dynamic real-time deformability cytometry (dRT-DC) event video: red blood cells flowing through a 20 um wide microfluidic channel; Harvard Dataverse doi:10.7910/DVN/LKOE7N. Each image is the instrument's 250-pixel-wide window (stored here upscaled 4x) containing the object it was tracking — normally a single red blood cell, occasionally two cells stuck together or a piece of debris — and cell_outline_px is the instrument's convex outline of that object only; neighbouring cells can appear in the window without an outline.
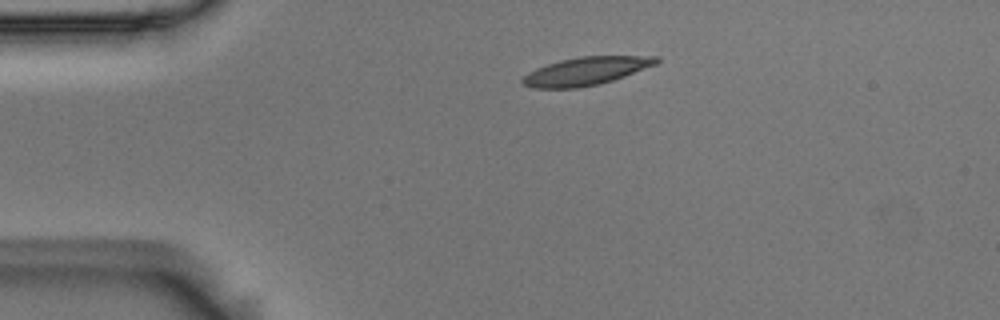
{"species": "Egyptian fruit bat (a non-hibernating species)", "species_latin": "Rousettus aegyptiacus", "temperature_condition": "room temperature", "stored_images_in_passage": 2, "camera_frame_rate_fps": 3000, "um_per_image_px": 0.085, "animal": {"sex": "male"}, "frame": {"image": 1, "passage_image": 1, "time_ms": 0.0, "image_size_px": [1000, 320], "cell_outline_px": [[660, 60], [656, 64], [624, 76], [600, 84], [576, 88], [532, 88], [520, 84], [520, 80], [528, 72], [536, 68], [560, 60], [580, 56], [660, 56]], "centroid_in_image_um": [49.77, 6.04], "position_along_channel_um": 35.2, "area_um2": 21.91}}